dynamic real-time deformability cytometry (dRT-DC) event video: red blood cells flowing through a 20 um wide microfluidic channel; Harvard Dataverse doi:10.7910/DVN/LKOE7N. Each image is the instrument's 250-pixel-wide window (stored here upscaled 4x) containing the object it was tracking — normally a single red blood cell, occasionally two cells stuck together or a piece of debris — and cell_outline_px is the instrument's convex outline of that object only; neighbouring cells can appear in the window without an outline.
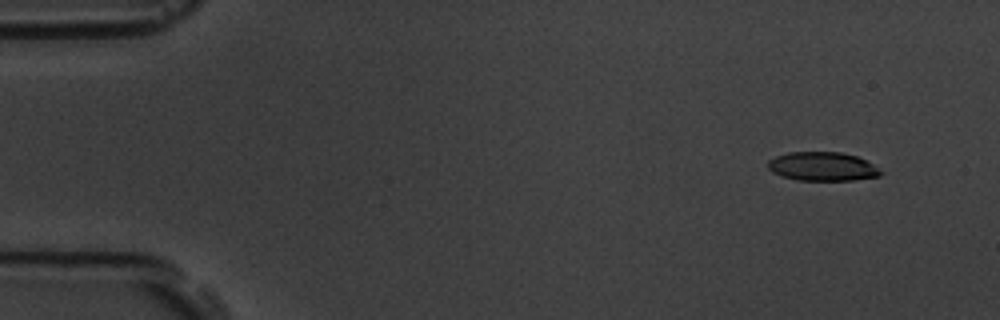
{"species": "common noctule bat (a hibernating species)", "species_latin": "Nyctalus noctula", "temperature_condition": "room temperature", "stored_images_in_passage": 15, "camera_frame_rate_fps": 3000, "um_per_image_px": 0.085, "animal": {"sex": "male", "body_mass_g": 19.5, "forearm_length_mm": 54.6}, "frame": {"image": 1, "passage_image": 2, "time_ms": 0.333, "image_size_px": [1000, 320], "cell_outline_px": [[884, 172], [880, 176], [852, 180], [796, 180], [772, 172], [768, 168], [768, 160], [776, 156], [788, 152], [844, 152], [868, 160]], "centroid_in_image_um": [69.95, 14.14], "position_along_channel_um": 15.1, "area_um2": 19.07}}
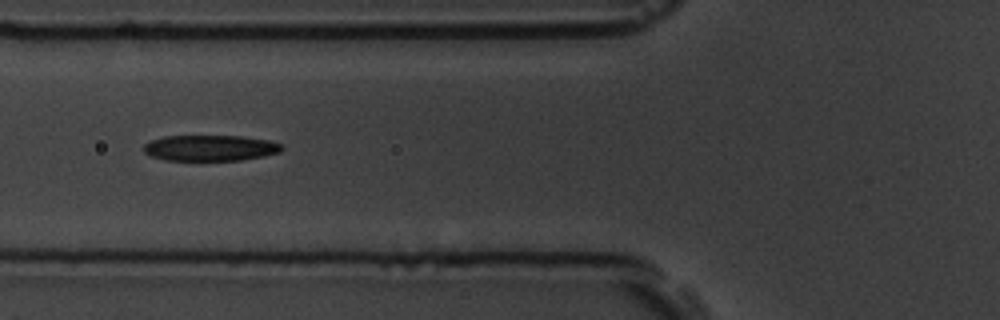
{"frame": {"image": 2, "passage_image": 6, "time_ms": 1.667, "image_size_px": [1000, 320], "cell_outline_px": [[284, 148], [280, 152], [264, 156], [240, 160], [164, 160], [152, 156], [144, 152], [144, 144], [148, 140], [164, 136], [240, 136], [268, 140], [280, 144]], "centroid_in_image_um": [17.84, 12.57], "position_along_channel_um": 108.0, "area_um2": 20.81}}
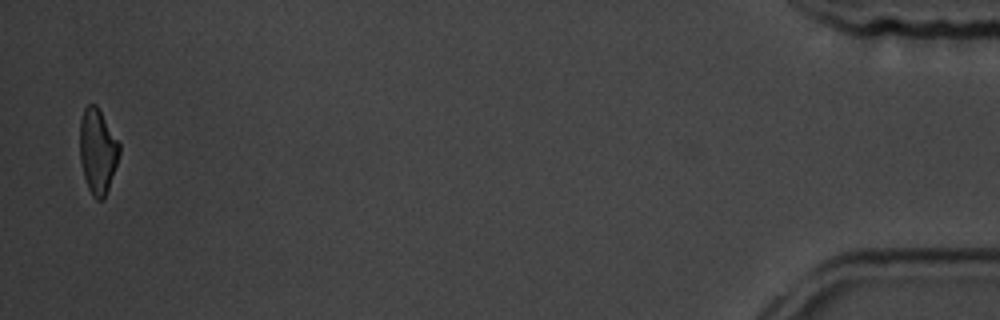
{"frame": {"image": 3, "passage_image": 15, "time_ms": 4.667, "image_size_px": [1000, 320], "cell_outline_px": [[120, 152], [104, 200], [96, 200], [92, 196], [88, 188], [84, 176], [80, 160], [80, 120], [84, 108], [88, 104], [96, 104], [120, 144]], "centroid_in_image_um": [8.28, 12.85], "position_along_channel_um": 426.9, "area_um2": 19.42}}